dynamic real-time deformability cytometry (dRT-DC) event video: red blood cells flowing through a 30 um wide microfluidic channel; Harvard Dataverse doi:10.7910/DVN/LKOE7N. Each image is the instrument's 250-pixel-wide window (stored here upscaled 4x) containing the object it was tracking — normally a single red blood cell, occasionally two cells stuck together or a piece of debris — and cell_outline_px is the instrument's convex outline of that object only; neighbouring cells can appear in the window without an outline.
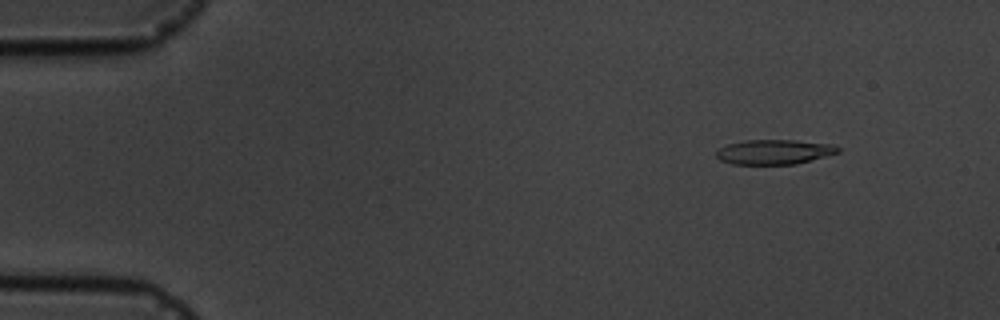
{"species": "common noctule bat (a hibernating species)", "species_latin": "Nyctalus noctula", "temperature_condition": "cold", "stored_images_in_passage": 4, "camera_frame_rate_fps": 3000, "um_per_image_px": 0.085, "animal": {"sex": "male", "body_mass_g": 19.5, "forearm_length_mm": 54.6}, "frame": {"image": 1, "passage_image": 1, "time_ms": 0.0, "image_size_px": [1000, 320], "cell_outline_px": [[840, 152], [796, 164], [732, 164], [720, 160], [716, 156], [716, 152], [720, 148], [728, 144], [744, 140], [796, 140], [832, 144], [840, 148]], "centroid_in_image_um": [65.81, 12.91], "position_along_channel_um": 19.2, "area_um2": 17.51}}
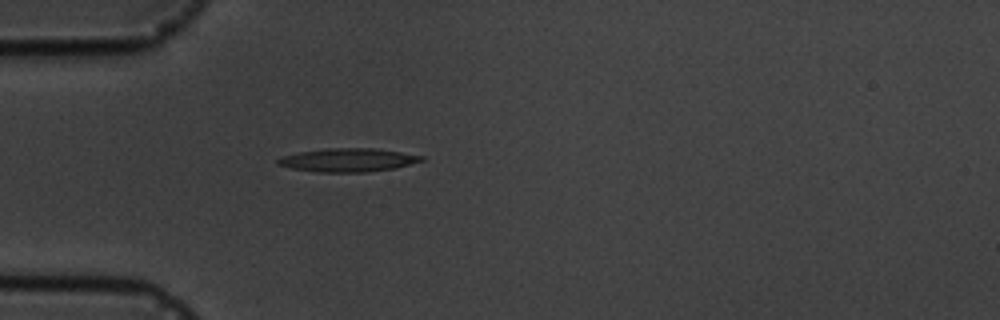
{"frame": {"image": 2, "passage_image": 4, "time_ms": 3.333, "image_size_px": [1000, 320], "cell_outline_px": [[424, 160], [396, 168], [364, 172], [316, 172], [292, 168], [276, 164], [276, 160], [284, 156], [296, 152], [328, 148], [376, 148], [424, 156]], "centroid_in_image_um": [29.57, 13.6], "position_along_channel_um": 55.4, "area_um2": 19.59}}